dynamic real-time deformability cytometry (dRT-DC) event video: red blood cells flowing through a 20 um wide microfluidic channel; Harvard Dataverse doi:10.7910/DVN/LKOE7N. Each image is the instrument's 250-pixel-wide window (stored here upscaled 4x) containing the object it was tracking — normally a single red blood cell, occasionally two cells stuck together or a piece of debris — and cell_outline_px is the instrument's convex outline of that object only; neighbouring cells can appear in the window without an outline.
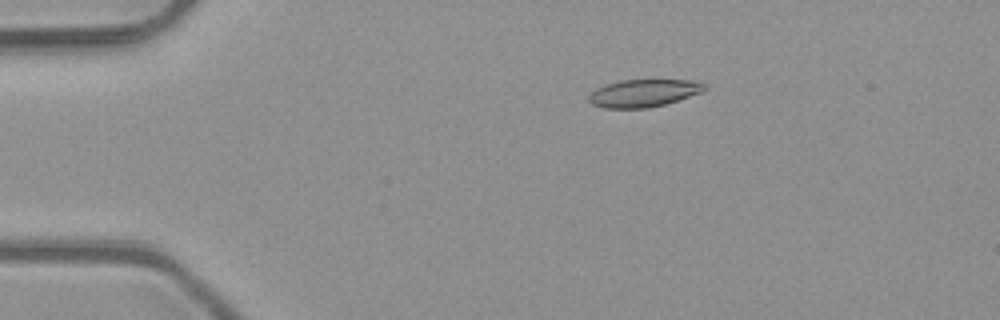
{"species": "common noctule bat (a hibernating species)", "species_latin": "Nyctalus noctula", "temperature_condition": "room temperature", "stored_images_in_passage": 51, "camera_frame_rate_fps": 3000, "um_per_image_px": 0.085, "animal": {"sex": "male", "body_mass_g": 23.1, "forearm_length_mm": 52.7}, "frame": {"image": 1, "passage_image": 10, "time_ms": 3.0, "image_size_px": [1000, 320], "cell_outline_px": [[704, 92], [664, 104], [648, 108], [604, 108], [592, 104], [588, 100], [588, 96], [596, 88], [620, 80], [692, 80], [704, 84]], "centroid_in_image_um": [54.69, 7.92], "position_along_channel_um": 30.3, "area_um2": 18.44}}
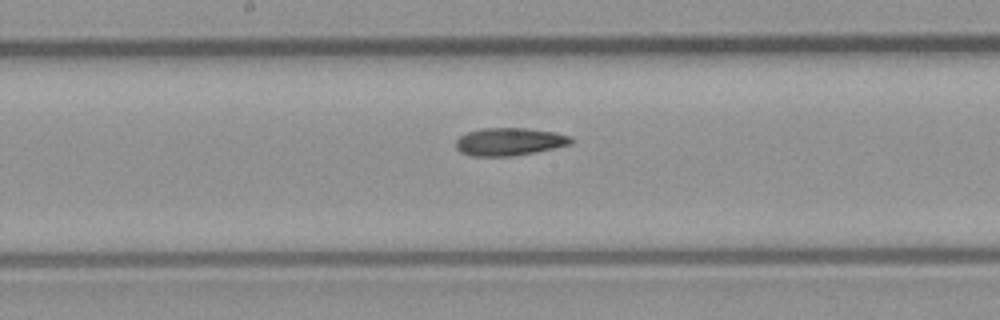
{"frame": {"image": 2, "passage_image": 27, "time_ms": 8.667, "image_size_px": [1000, 320], "cell_outline_px": [[572, 144], [536, 152], [516, 156], [472, 156], [460, 152], [456, 148], [456, 140], [460, 136], [468, 132], [480, 128], [524, 128], [556, 132], [568, 136], [572, 140]], "centroid_in_image_um": [43.28, 12.05], "position_along_channel_um": 204.9, "area_um2": 18.67}}
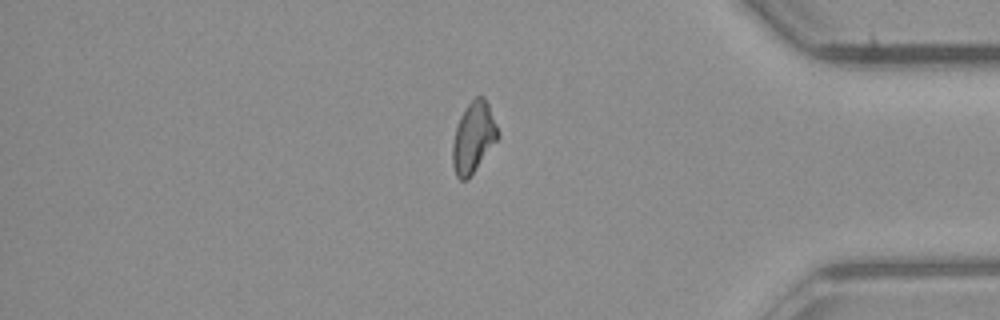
{"frame": {"image": 3, "passage_image": 43, "time_ms": 14.0, "image_size_px": [1000, 320], "cell_outline_px": [[500, 136], [468, 180], [460, 180], [456, 176], [452, 164], [452, 144], [456, 128], [460, 116], [464, 108], [476, 96], [484, 96], [488, 104], [500, 132]], "centroid_in_image_um": [40.24, 11.69], "position_along_channel_um": 395.0, "area_um2": 18.79}, "authors_computed_cell_mechanics": {"area_um2": 18.6694, "velocity_mm_per_s": 4.0934, "shape_relaxation_time_tau1_ms": 8.3846, "shape_relaxation_time_tau2_ms": 10.3958, "deformation_change_tau1": 0.1863, "deformation_change_tau2": 0.1852}}